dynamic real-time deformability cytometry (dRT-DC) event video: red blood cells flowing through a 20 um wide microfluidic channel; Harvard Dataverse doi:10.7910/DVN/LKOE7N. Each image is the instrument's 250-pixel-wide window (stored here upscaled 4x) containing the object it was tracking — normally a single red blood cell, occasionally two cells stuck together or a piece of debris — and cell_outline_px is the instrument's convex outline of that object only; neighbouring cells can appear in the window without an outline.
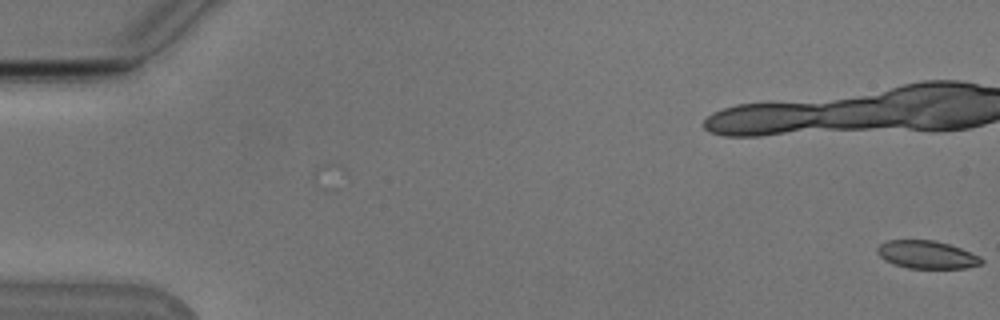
{"species": "Egyptian fruit bat (a non-hibernating species)", "species_latin": "Rousettus aegyptiacus", "temperature_condition": "cold", "stored_images_in_passage": 42, "camera_frame_rate_fps": 3000, "um_per_image_px": 0.085, "animal": {"sex": "male"}, "frame": {"image": 1, "passage_image": 1, "time_ms": 0.0, "image_size_px": [1000, 320], "cell_outline_px": [[984, 260], [980, 264], [964, 268], [908, 268], [884, 260], [876, 252], [876, 248], [880, 244], [888, 240], [936, 240], [960, 248], [980, 256]], "centroid_in_image_um": [78.76, 21.64], "position_along_channel_um": 6.2, "area_um2": 16.82}}
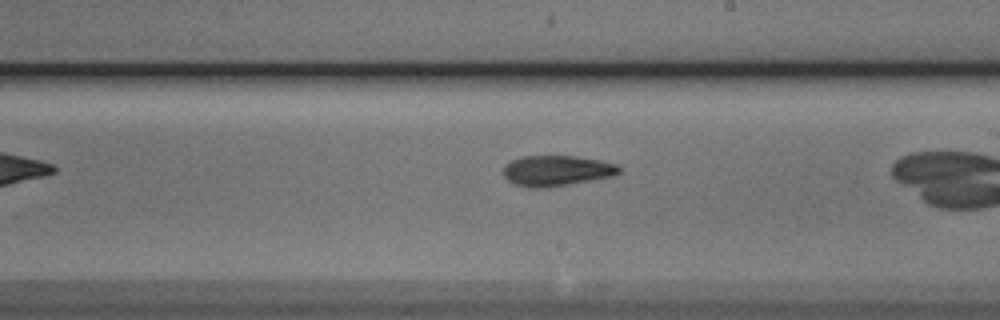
{"frame": {"image": 2, "passage_image": 30, "time_ms": 9.667, "image_size_px": [1000, 320], "cell_outline_px": [[620, 172], [612, 176], [548, 188], [528, 188], [512, 184], [504, 176], [504, 168], [512, 160], [520, 156], [576, 156], [600, 160], [616, 164], [620, 168]], "centroid_in_image_um": [47.29, 14.52], "position_along_channel_um": 241.7, "area_um2": 20.63}}